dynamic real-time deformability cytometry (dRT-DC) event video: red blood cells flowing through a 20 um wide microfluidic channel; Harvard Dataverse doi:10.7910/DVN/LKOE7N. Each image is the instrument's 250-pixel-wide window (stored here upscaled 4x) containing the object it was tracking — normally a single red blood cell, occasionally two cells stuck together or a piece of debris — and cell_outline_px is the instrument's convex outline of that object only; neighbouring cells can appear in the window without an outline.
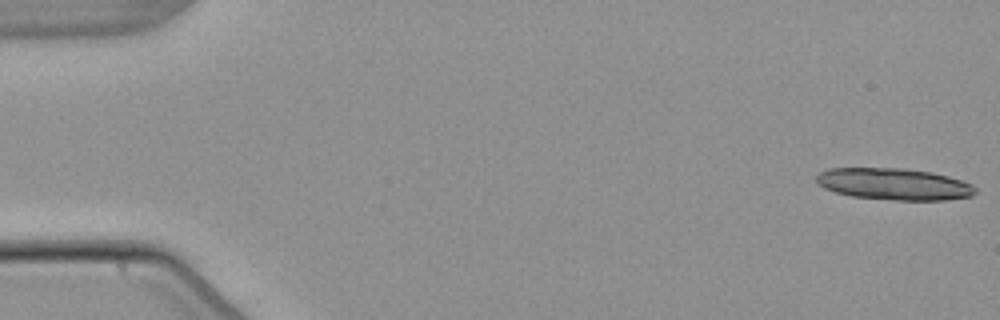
{"species": "common noctule bat (a hibernating species)", "species_latin": "Nyctalus noctula", "temperature_condition": "warm", "stored_images_in_passage": 6, "camera_frame_rate_fps": 3000, "um_per_image_px": 0.085, "animal": {"sex": "male", "body_mass_g": 21.5, "forearm_length_mm": 52.0}, "frame": {"image": 1, "passage_image": 1, "time_ms": 0.0, "image_size_px": [1000, 320], "cell_outline_px": [[976, 192], [972, 196], [944, 200], [896, 200], [852, 196], [836, 192], [824, 188], [816, 184], [816, 176], [820, 172], [828, 168], [904, 168], [932, 172], [948, 176], [972, 184], [976, 188]], "centroid_in_image_um": [75.98, 15.64], "position_along_channel_um": 9.0, "area_um2": 29.42}}